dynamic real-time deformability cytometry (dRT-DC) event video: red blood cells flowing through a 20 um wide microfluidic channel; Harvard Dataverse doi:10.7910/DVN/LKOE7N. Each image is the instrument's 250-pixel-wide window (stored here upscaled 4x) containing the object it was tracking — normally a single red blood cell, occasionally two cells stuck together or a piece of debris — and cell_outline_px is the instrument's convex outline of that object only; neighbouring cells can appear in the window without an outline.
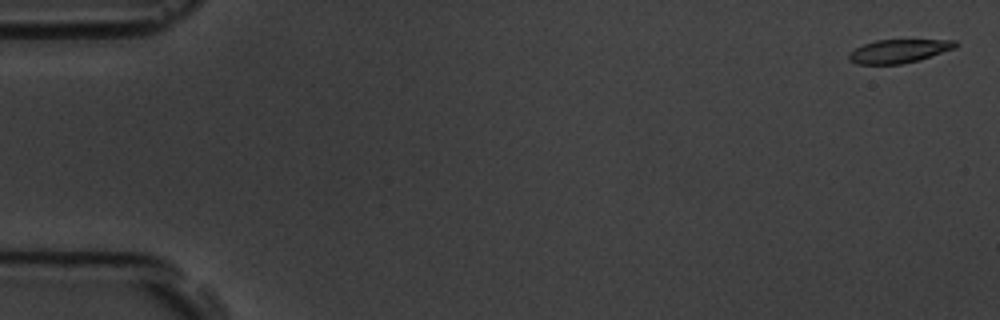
{"species": "common noctule bat (a hibernating species)", "species_latin": "Nyctalus noctula", "temperature_condition": "room temperature", "stored_images_in_passage": 6, "camera_frame_rate_fps": 3000, "um_per_image_px": 0.085, "animal": {"sex": "male", "body_mass_g": 19.5, "forearm_length_mm": 54.6}, "frame": {"image": 1, "passage_image": 1, "time_ms": 0.0, "image_size_px": [1000, 320], "cell_outline_px": [[960, 44], [956, 48], [920, 60], [900, 64], [856, 64], [848, 60], [848, 52], [864, 44], [876, 40], [956, 40]], "centroid_in_image_um": [76.41, 4.35], "position_along_channel_um": 8.6, "area_um2": 14.74}}
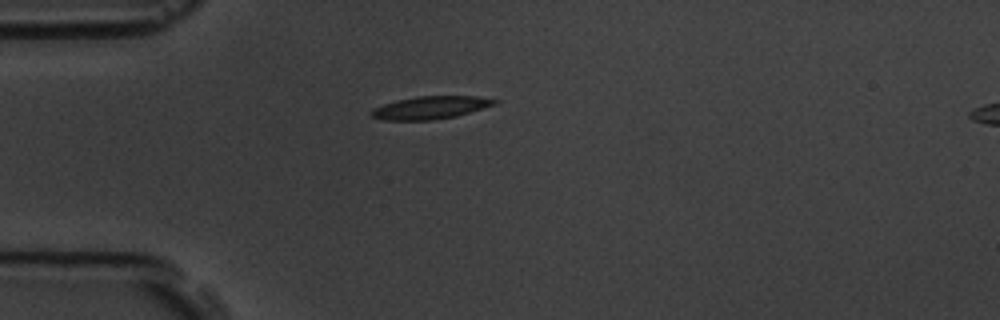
{"frame": {"image": 2, "passage_image": 5, "time_ms": 4.667, "image_size_px": [1000, 320], "cell_outline_px": [[500, 100], [496, 104], [456, 116], [432, 120], [384, 120], [372, 116], [368, 112], [372, 108], [396, 100], [416, 96], [476, 96]], "centroid_in_image_um": [36.56, 9.14], "position_along_channel_um": 48.4, "area_um2": 16.36}}